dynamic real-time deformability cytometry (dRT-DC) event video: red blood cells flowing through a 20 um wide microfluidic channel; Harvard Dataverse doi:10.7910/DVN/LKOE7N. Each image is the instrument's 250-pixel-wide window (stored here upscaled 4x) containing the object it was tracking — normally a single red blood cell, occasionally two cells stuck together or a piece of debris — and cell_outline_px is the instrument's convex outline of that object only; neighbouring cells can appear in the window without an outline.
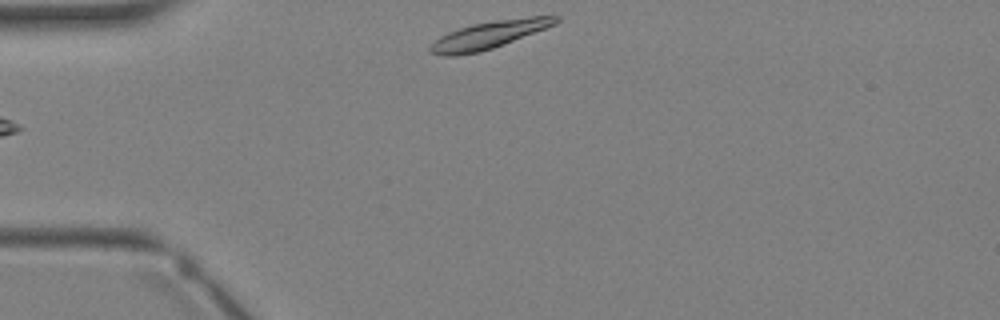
{"species": "Egyptian fruit bat (a non-hibernating species)", "species_latin": "Rousettus aegyptiacus", "temperature_condition": "warm", "stored_images_in_passage": 3, "camera_frame_rate_fps": 3000, "um_per_image_px": 0.085, "animal": {"sex": "female"}, "frame": {"image": 1, "passage_image": 3, "time_ms": 3.333, "image_size_px": [1000, 320], "cell_outline_px": [[560, 20], [556, 24], [492, 48], [480, 52], [452, 56], [444, 56], [432, 52], [428, 48], [440, 36], [448, 32], [472, 24], [496, 20], [528, 16], [560, 16]], "centroid_in_image_um": [41.57, 2.95], "position_along_channel_um": 43.4, "area_um2": 19.77}}